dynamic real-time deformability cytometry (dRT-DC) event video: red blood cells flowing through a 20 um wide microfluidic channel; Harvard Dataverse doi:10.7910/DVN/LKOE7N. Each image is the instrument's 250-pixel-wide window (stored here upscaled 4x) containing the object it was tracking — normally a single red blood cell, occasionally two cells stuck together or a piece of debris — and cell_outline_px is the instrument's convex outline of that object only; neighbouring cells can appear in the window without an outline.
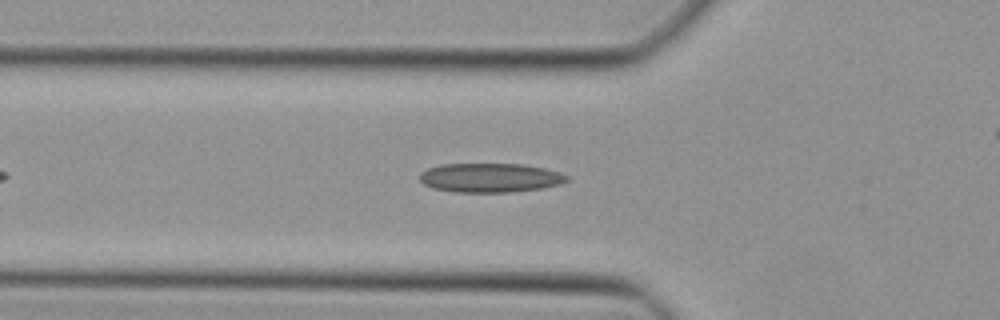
{"species": "Egyptian fruit bat (a non-hibernating species)", "species_latin": "Rousettus aegyptiacus", "temperature_condition": "cold", "stored_images_in_passage": 40, "camera_frame_rate_fps": 3000, "um_per_image_px": 0.085, "animal": {"sex": "female"}, "frame": {"image": 1, "passage_image": 8, "time_ms": 2.333, "image_size_px": [1000, 320], "cell_outline_px": [[568, 180], [560, 184], [540, 188], [508, 192], [456, 192], [432, 188], [424, 184], [420, 180], [420, 172], [428, 168], [440, 164], [524, 164], [544, 168], [560, 172], [568, 176]], "centroid_in_image_um": [41.64, 15.1], "position_along_channel_um": 84.2, "area_um2": 24.97}}
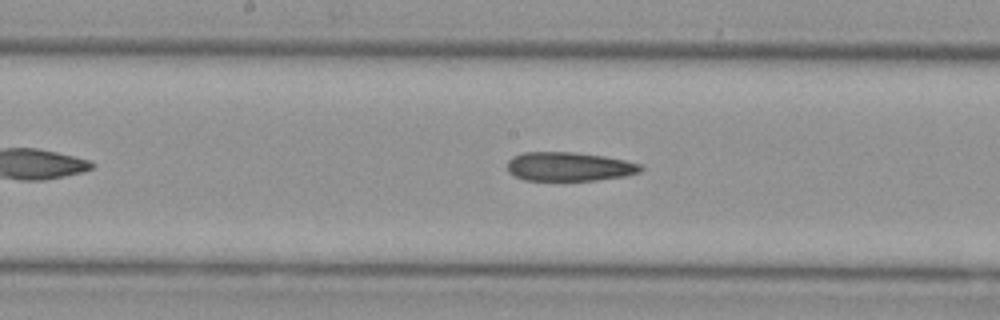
{"frame": {"image": 2, "passage_image": 16, "time_ms": 5.0, "image_size_px": [1000, 320], "cell_outline_px": [[644, 168], [640, 172], [624, 176], [596, 180], [524, 180], [508, 172], [508, 160], [512, 156], [524, 152], [572, 152], [604, 156], [624, 160], [640, 164]], "centroid_in_image_um": [48.36, 14.16], "position_along_channel_um": 199.8, "area_um2": 22.43}}
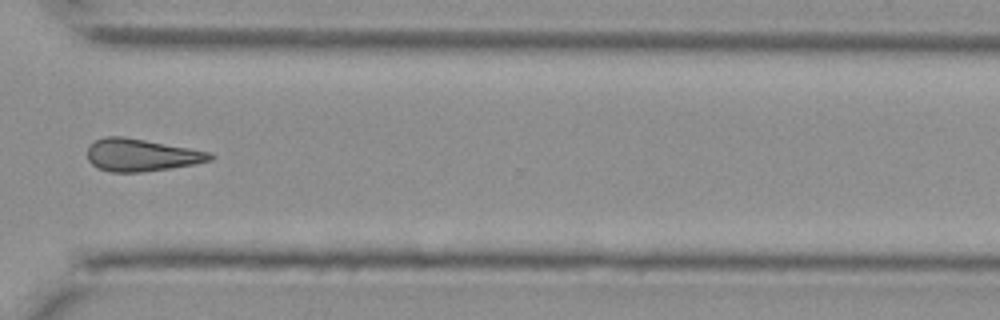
{"frame": {"image": 3, "passage_image": 27, "time_ms": 8.667, "image_size_px": [1000, 320], "cell_outline_px": [[212, 160], [196, 164], [140, 172], [112, 172], [100, 168], [92, 164], [88, 160], [88, 144], [104, 136], [124, 136], [212, 152]], "centroid_in_image_um": [12.0, 13.16], "position_along_channel_um": 358.6, "area_um2": 23.12}}